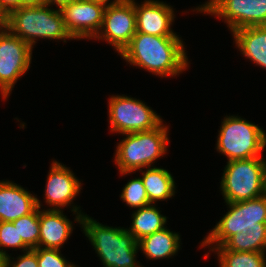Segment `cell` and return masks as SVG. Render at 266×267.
I'll return each instance as SVG.
<instances>
[{
    "label": "cell",
    "instance_id": "2e32d148",
    "mask_svg": "<svg viewBox=\"0 0 266 267\" xmlns=\"http://www.w3.org/2000/svg\"><path fill=\"white\" fill-rule=\"evenodd\" d=\"M41 210L39 247L60 250L73 233V223L63 210Z\"/></svg>",
    "mask_w": 266,
    "mask_h": 267
},
{
    "label": "cell",
    "instance_id": "52a82bcc",
    "mask_svg": "<svg viewBox=\"0 0 266 267\" xmlns=\"http://www.w3.org/2000/svg\"><path fill=\"white\" fill-rule=\"evenodd\" d=\"M226 205L229 208L228 212L204 238L200 246L209 248L222 246L232 235L242 231L247 232V228H266V194L251 200L226 202Z\"/></svg>",
    "mask_w": 266,
    "mask_h": 267
},
{
    "label": "cell",
    "instance_id": "d6a6232c",
    "mask_svg": "<svg viewBox=\"0 0 266 267\" xmlns=\"http://www.w3.org/2000/svg\"><path fill=\"white\" fill-rule=\"evenodd\" d=\"M265 192H266V160L264 161Z\"/></svg>",
    "mask_w": 266,
    "mask_h": 267
},
{
    "label": "cell",
    "instance_id": "7c38bea8",
    "mask_svg": "<svg viewBox=\"0 0 266 267\" xmlns=\"http://www.w3.org/2000/svg\"><path fill=\"white\" fill-rule=\"evenodd\" d=\"M46 182L44 199L46 204L51 206L49 210H62L63 207L72 206L70 210L76 215L74 221L81 225L84 213L79 206H74L72 203L79 195L82 185L73 171L53 160Z\"/></svg>",
    "mask_w": 266,
    "mask_h": 267
},
{
    "label": "cell",
    "instance_id": "6da1fadb",
    "mask_svg": "<svg viewBox=\"0 0 266 267\" xmlns=\"http://www.w3.org/2000/svg\"><path fill=\"white\" fill-rule=\"evenodd\" d=\"M183 40L179 36H153L136 32L120 53L129 65L160 77H174L189 67Z\"/></svg>",
    "mask_w": 266,
    "mask_h": 267
},
{
    "label": "cell",
    "instance_id": "f546056e",
    "mask_svg": "<svg viewBox=\"0 0 266 267\" xmlns=\"http://www.w3.org/2000/svg\"><path fill=\"white\" fill-rule=\"evenodd\" d=\"M7 29V15L0 9V34Z\"/></svg>",
    "mask_w": 266,
    "mask_h": 267
},
{
    "label": "cell",
    "instance_id": "83f0119b",
    "mask_svg": "<svg viewBox=\"0 0 266 267\" xmlns=\"http://www.w3.org/2000/svg\"><path fill=\"white\" fill-rule=\"evenodd\" d=\"M21 7V0H0V9L8 16Z\"/></svg>",
    "mask_w": 266,
    "mask_h": 267
},
{
    "label": "cell",
    "instance_id": "9a60e30c",
    "mask_svg": "<svg viewBox=\"0 0 266 267\" xmlns=\"http://www.w3.org/2000/svg\"><path fill=\"white\" fill-rule=\"evenodd\" d=\"M41 206V201L27 189L9 180H0V222H13Z\"/></svg>",
    "mask_w": 266,
    "mask_h": 267
},
{
    "label": "cell",
    "instance_id": "8992f818",
    "mask_svg": "<svg viewBox=\"0 0 266 267\" xmlns=\"http://www.w3.org/2000/svg\"><path fill=\"white\" fill-rule=\"evenodd\" d=\"M263 157L227 161L220 182L225 202L251 200L266 194Z\"/></svg>",
    "mask_w": 266,
    "mask_h": 267
},
{
    "label": "cell",
    "instance_id": "836d02e7",
    "mask_svg": "<svg viewBox=\"0 0 266 267\" xmlns=\"http://www.w3.org/2000/svg\"><path fill=\"white\" fill-rule=\"evenodd\" d=\"M0 267H2V258L0 257Z\"/></svg>",
    "mask_w": 266,
    "mask_h": 267
},
{
    "label": "cell",
    "instance_id": "5b68a950",
    "mask_svg": "<svg viewBox=\"0 0 266 267\" xmlns=\"http://www.w3.org/2000/svg\"><path fill=\"white\" fill-rule=\"evenodd\" d=\"M218 133L216 149L228 161L262 157L266 148L265 130L239 116H225Z\"/></svg>",
    "mask_w": 266,
    "mask_h": 267
},
{
    "label": "cell",
    "instance_id": "1f68e13d",
    "mask_svg": "<svg viewBox=\"0 0 266 267\" xmlns=\"http://www.w3.org/2000/svg\"><path fill=\"white\" fill-rule=\"evenodd\" d=\"M94 1L102 3V4L106 5V6H108V5H114V4L123 2L125 0H113L112 2L110 0H94ZM109 1H110V3H109Z\"/></svg>",
    "mask_w": 266,
    "mask_h": 267
},
{
    "label": "cell",
    "instance_id": "7402d4cb",
    "mask_svg": "<svg viewBox=\"0 0 266 267\" xmlns=\"http://www.w3.org/2000/svg\"><path fill=\"white\" fill-rule=\"evenodd\" d=\"M247 230L232 235L223 246L230 251L266 253V228H247Z\"/></svg>",
    "mask_w": 266,
    "mask_h": 267
},
{
    "label": "cell",
    "instance_id": "4fadbf2b",
    "mask_svg": "<svg viewBox=\"0 0 266 267\" xmlns=\"http://www.w3.org/2000/svg\"><path fill=\"white\" fill-rule=\"evenodd\" d=\"M106 5L94 0H73L60 10L67 32L75 40L93 39L99 32Z\"/></svg>",
    "mask_w": 266,
    "mask_h": 267
},
{
    "label": "cell",
    "instance_id": "7a4b0ae2",
    "mask_svg": "<svg viewBox=\"0 0 266 267\" xmlns=\"http://www.w3.org/2000/svg\"><path fill=\"white\" fill-rule=\"evenodd\" d=\"M81 228L104 267H144L136 261L138 242L126 228L103 225L87 214L82 216Z\"/></svg>",
    "mask_w": 266,
    "mask_h": 267
},
{
    "label": "cell",
    "instance_id": "ba28073f",
    "mask_svg": "<svg viewBox=\"0 0 266 267\" xmlns=\"http://www.w3.org/2000/svg\"><path fill=\"white\" fill-rule=\"evenodd\" d=\"M110 132L119 134L152 130L163 120L141 100L124 95H112L108 101Z\"/></svg>",
    "mask_w": 266,
    "mask_h": 267
},
{
    "label": "cell",
    "instance_id": "4dcf8cb0",
    "mask_svg": "<svg viewBox=\"0 0 266 267\" xmlns=\"http://www.w3.org/2000/svg\"><path fill=\"white\" fill-rule=\"evenodd\" d=\"M44 5V0H21L22 6H40Z\"/></svg>",
    "mask_w": 266,
    "mask_h": 267
},
{
    "label": "cell",
    "instance_id": "cb8c5ba5",
    "mask_svg": "<svg viewBox=\"0 0 266 267\" xmlns=\"http://www.w3.org/2000/svg\"><path fill=\"white\" fill-rule=\"evenodd\" d=\"M120 198L123 202H126L129 207L134 209L142 208L151 204L148 200L147 192L140 177L127 182V184L123 187Z\"/></svg>",
    "mask_w": 266,
    "mask_h": 267
},
{
    "label": "cell",
    "instance_id": "d6986e66",
    "mask_svg": "<svg viewBox=\"0 0 266 267\" xmlns=\"http://www.w3.org/2000/svg\"><path fill=\"white\" fill-rule=\"evenodd\" d=\"M142 172V181L151 204L158 201H165L175 195V181L171 173L164 168L156 166L145 168Z\"/></svg>",
    "mask_w": 266,
    "mask_h": 267
},
{
    "label": "cell",
    "instance_id": "30bf717a",
    "mask_svg": "<svg viewBox=\"0 0 266 267\" xmlns=\"http://www.w3.org/2000/svg\"><path fill=\"white\" fill-rule=\"evenodd\" d=\"M33 48L8 29L0 34V95L8 98L15 83L30 69Z\"/></svg>",
    "mask_w": 266,
    "mask_h": 267
},
{
    "label": "cell",
    "instance_id": "277c9868",
    "mask_svg": "<svg viewBox=\"0 0 266 267\" xmlns=\"http://www.w3.org/2000/svg\"><path fill=\"white\" fill-rule=\"evenodd\" d=\"M7 29L32 48L38 38L73 40L65 28L61 10L47 5L22 6L13 10L7 16Z\"/></svg>",
    "mask_w": 266,
    "mask_h": 267
},
{
    "label": "cell",
    "instance_id": "e0dca14e",
    "mask_svg": "<svg viewBox=\"0 0 266 267\" xmlns=\"http://www.w3.org/2000/svg\"><path fill=\"white\" fill-rule=\"evenodd\" d=\"M245 58L266 69V26H250L231 32Z\"/></svg>",
    "mask_w": 266,
    "mask_h": 267
},
{
    "label": "cell",
    "instance_id": "d4e9b609",
    "mask_svg": "<svg viewBox=\"0 0 266 267\" xmlns=\"http://www.w3.org/2000/svg\"><path fill=\"white\" fill-rule=\"evenodd\" d=\"M6 248L21 249L23 252L30 250L22 238H19V232L13 222H0V257L2 259L9 255L5 251Z\"/></svg>",
    "mask_w": 266,
    "mask_h": 267
},
{
    "label": "cell",
    "instance_id": "ac0fdd59",
    "mask_svg": "<svg viewBox=\"0 0 266 267\" xmlns=\"http://www.w3.org/2000/svg\"><path fill=\"white\" fill-rule=\"evenodd\" d=\"M180 235L167 227L138 241L140 250L147 259L171 258L180 250Z\"/></svg>",
    "mask_w": 266,
    "mask_h": 267
},
{
    "label": "cell",
    "instance_id": "484cf974",
    "mask_svg": "<svg viewBox=\"0 0 266 267\" xmlns=\"http://www.w3.org/2000/svg\"><path fill=\"white\" fill-rule=\"evenodd\" d=\"M37 253L38 267H74L62 254L59 249L34 248Z\"/></svg>",
    "mask_w": 266,
    "mask_h": 267
},
{
    "label": "cell",
    "instance_id": "603a6c76",
    "mask_svg": "<svg viewBox=\"0 0 266 267\" xmlns=\"http://www.w3.org/2000/svg\"><path fill=\"white\" fill-rule=\"evenodd\" d=\"M19 232V238L30 248L39 247L40 238V208L37 207L32 213L13 221Z\"/></svg>",
    "mask_w": 266,
    "mask_h": 267
},
{
    "label": "cell",
    "instance_id": "3957f363",
    "mask_svg": "<svg viewBox=\"0 0 266 267\" xmlns=\"http://www.w3.org/2000/svg\"><path fill=\"white\" fill-rule=\"evenodd\" d=\"M169 126L163 122L148 131L127 133L116 146L114 161L122 175L131 174L147 167L167 153Z\"/></svg>",
    "mask_w": 266,
    "mask_h": 267
},
{
    "label": "cell",
    "instance_id": "9c48e42d",
    "mask_svg": "<svg viewBox=\"0 0 266 267\" xmlns=\"http://www.w3.org/2000/svg\"><path fill=\"white\" fill-rule=\"evenodd\" d=\"M193 11L221 18L231 32L266 26V0H208Z\"/></svg>",
    "mask_w": 266,
    "mask_h": 267
},
{
    "label": "cell",
    "instance_id": "5bb4252c",
    "mask_svg": "<svg viewBox=\"0 0 266 267\" xmlns=\"http://www.w3.org/2000/svg\"><path fill=\"white\" fill-rule=\"evenodd\" d=\"M141 3L135 2L137 32L153 36H179L171 28L175 21L171 5L159 0H144Z\"/></svg>",
    "mask_w": 266,
    "mask_h": 267
},
{
    "label": "cell",
    "instance_id": "4316f807",
    "mask_svg": "<svg viewBox=\"0 0 266 267\" xmlns=\"http://www.w3.org/2000/svg\"><path fill=\"white\" fill-rule=\"evenodd\" d=\"M11 259H13L11 261ZM14 257L6 256L2 259V267H38L37 253L34 249L24 251V254L19 255L14 261Z\"/></svg>",
    "mask_w": 266,
    "mask_h": 267
},
{
    "label": "cell",
    "instance_id": "ffe728a7",
    "mask_svg": "<svg viewBox=\"0 0 266 267\" xmlns=\"http://www.w3.org/2000/svg\"><path fill=\"white\" fill-rule=\"evenodd\" d=\"M154 204L138 208L132 213V225L127 229L138 242L143 237L165 228L167 217Z\"/></svg>",
    "mask_w": 266,
    "mask_h": 267
},
{
    "label": "cell",
    "instance_id": "44dd1931",
    "mask_svg": "<svg viewBox=\"0 0 266 267\" xmlns=\"http://www.w3.org/2000/svg\"><path fill=\"white\" fill-rule=\"evenodd\" d=\"M210 251L216 252L220 267H266L265 252L230 251L223 245Z\"/></svg>",
    "mask_w": 266,
    "mask_h": 267
},
{
    "label": "cell",
    "instance_id": "f1b7e54d",
    "mask_svg": "<svg viewBox=\"0 0 266 267\" xmlns=\"http://www.w3.org/2000/svg\"><path fill=\"white\" fill-rule=\"evenodd\" d=\"M73 0H44V5L51 6L55 5L58 6V9H61L63 6L67 5Z\"/></svg>",
    "mask_w": 266,
    "mask_h": 267
},
{
    "label": "cell",
    "instance_id": "8fae6325",
    "mask_svg": "<svg viewBox=\"0 0 266 267\" xmlns=\"http://www.w3.org/2000/svg\"><path fill=\"white\" fill-rule=\"evenodd\" d=\"M136 32L135 0H125L106 6L102 26L94 39L108 41L120 54Z\"/></svg>",
    "mask_w": 266,
    "mask_h": 267
}]
</instances>
